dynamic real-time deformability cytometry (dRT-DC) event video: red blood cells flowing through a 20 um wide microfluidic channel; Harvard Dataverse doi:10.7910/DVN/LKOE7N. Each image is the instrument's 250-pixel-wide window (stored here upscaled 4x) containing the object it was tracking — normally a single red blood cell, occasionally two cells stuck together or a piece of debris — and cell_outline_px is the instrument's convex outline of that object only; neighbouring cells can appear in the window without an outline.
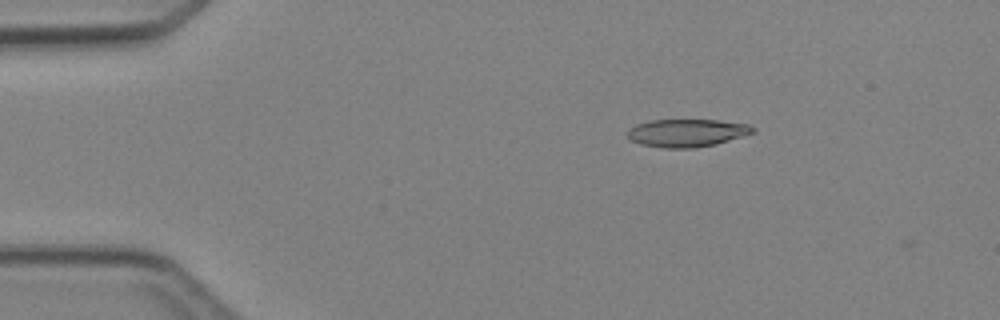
{"species": "Egyptian fruit bat (a non-hibernating species)", "species_latin": "Rousettus aegyptiacus", "temperature_condition": "cold", "stored_images_in_passage": 4, "segment_of_instrument_passage": [2, 2], "camera_frame_rate_fps": 3000, "um_per_image_px": 0.085, "animal": {"sex": "female"}, "frame": {"image": 1, "passage_image": 4, "time_ms": 4.333, "image_size_px": [1000, 320], "cell_outline_px": [[756, 132], [716, 144], [692, 148], [664, 148], [640, 144], [632, 140], [628, 136], [628, 128], [636, 124], [648, 120], [716, 120], [748, 124], [756, 128]], "centroid_in_image_um": [58.39, 11.29], "position_along_channel_um": 26.6, "area_um2": 20.35}}